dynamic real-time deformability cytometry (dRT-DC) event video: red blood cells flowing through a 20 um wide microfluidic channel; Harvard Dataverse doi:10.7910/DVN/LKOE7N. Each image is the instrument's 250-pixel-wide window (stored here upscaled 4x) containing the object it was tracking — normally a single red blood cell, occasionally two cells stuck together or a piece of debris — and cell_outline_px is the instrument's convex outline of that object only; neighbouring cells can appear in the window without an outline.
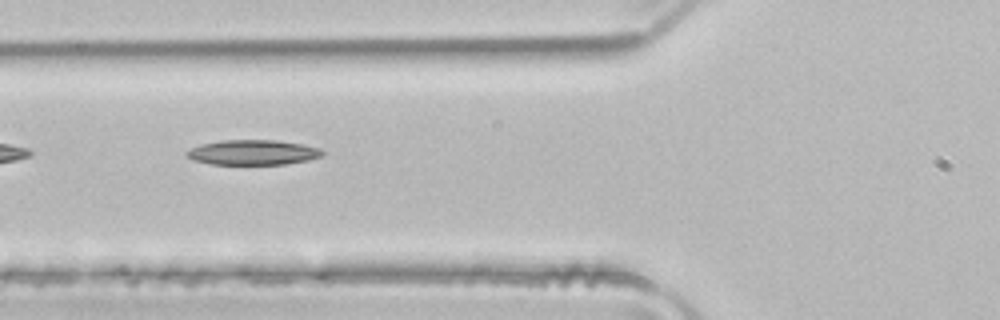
{"species": "common noctule bat (a hibernating species)", "species_latin": "Nyctalus noctula", "temperature_condition": "room temperature", "stored_images_in_passage": 13, "camera_frame_rate_fps": 3000, "um_per_image_px": 0.085, "animal": {"sex": "male", "body_mass_g": 21.5, "forearm_length_mm": 52.0}, "frame": {"image": 1, "passage_image": 3, "time_ms": 0.667, "image_size_px": [1000, 320], "cell_outline_px": [[324, 152], [320, 156], [308, 160], [284, 164], [208, 164], [192, 160], [184, 152], [200, 144], [220, 140], [276, 140], [300, 144], [320, 148]], "centroid_in_image_um": [21.45, 12.95], "position_along_channel_um": 104.4, "area_um2": 19.71}}
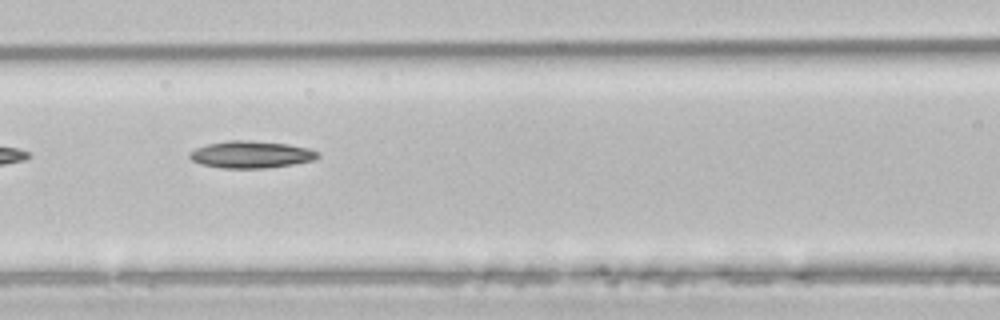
{"frame": {"image": 2, "passage_image": 6, "time_ms": 1.667, "image_size_px": [1000, 320], "cell_outline_px": [[320, 156], [312, 160], [292, 164], [264, 168], [224, 168], [200, 164], [192, 160], [188, 156], [188, 152], [196, 148], [208, 144], [232, 140], [248, 140], [288, 144], [308, 148], [320, 152]], "centroid_in_image_um": [21.33, 13.13], "position_along_channel_um": 145.3, "area_um2": 20.11}}